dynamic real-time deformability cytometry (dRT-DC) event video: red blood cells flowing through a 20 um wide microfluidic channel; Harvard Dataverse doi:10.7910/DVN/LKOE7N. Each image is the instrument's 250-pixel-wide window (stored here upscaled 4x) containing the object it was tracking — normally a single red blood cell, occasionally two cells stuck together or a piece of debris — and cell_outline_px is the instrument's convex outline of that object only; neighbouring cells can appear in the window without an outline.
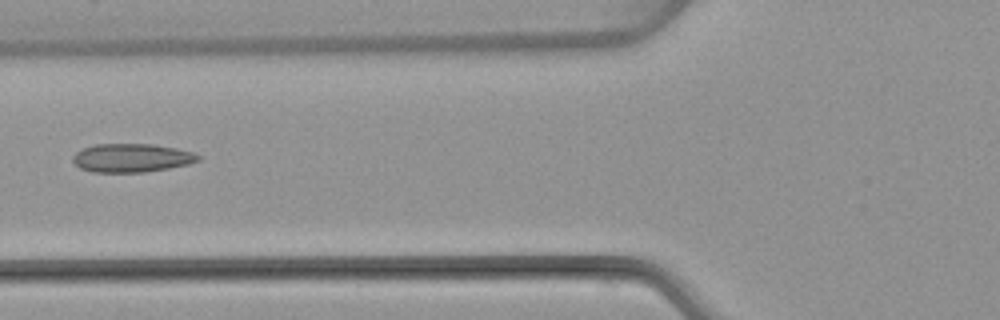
{"species": "common noctule bat (a hibernating species)", "species_latin": "Nyctalus noctula", "temperature_condition": "warm", "stored_images_in_passage": 6, "camera_frame_rate_fps": 3000, "um_per_image_px": 0.085, "animal": {"sex": "female", "body_mass_g": 22.7, "forearm_length_mm": 54.2}, "frame": {"image": 1, "passage_image": 6, "time_ms": 6.0, "image_size_px": [1000, 320], "cell_outline_px": [[200, 160], [188, 164], [168, 168], [144, 172], [92, 172], [80, 168], [72, 160], [72, 156], [76, 152], [84, 148], [96, 144], [152, 144], [176, 148], [192, 152], [200, 156]], "centroid_in_image_um": [11.18, 13.42], "position_along_channel_um": 114.6, "area_um2": 20.75}}